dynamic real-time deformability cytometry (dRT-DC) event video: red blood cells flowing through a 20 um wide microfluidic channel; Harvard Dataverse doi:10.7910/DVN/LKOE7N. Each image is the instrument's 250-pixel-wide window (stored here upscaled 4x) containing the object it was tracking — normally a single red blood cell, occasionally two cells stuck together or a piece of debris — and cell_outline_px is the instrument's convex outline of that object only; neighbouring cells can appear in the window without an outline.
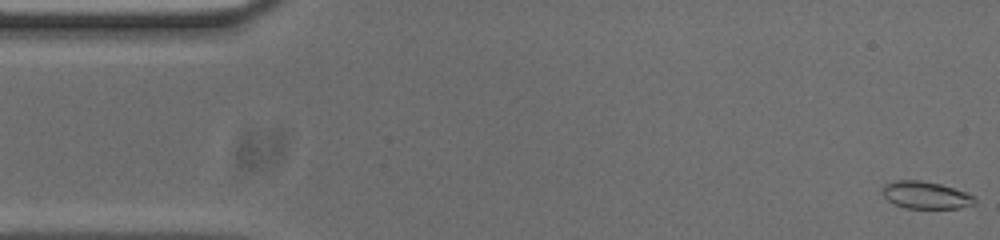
{"species": "common noctule bat (a hibernating species)", "species_latin": "Nyctalus noctula", "temperature_condition": "cold", "stored_images_in_passage": 53, "camera_frame_rate_fps": 3000, "um_per_image_px": 0.085, "animal": {"sex": "male", "body_mass_g": 20.0, "forearm_length_mm": 53.3}, "frame": {"image": 1, "passage_image": 1, "time_ms": 0.0, "image_size_px": [1000, 240], "cell_outline_px": [[976, 204], [960, 208], [904, 208], [888, 200], [880, 192], [880, 188], [884, 184], [892, 180], [920, 180], [940, 184], [968, 192], [976, 200]], "centroid_in_image_um": [78.66, 16.57], "position_along_channel_um": 6.3, "area_um2": 14.91}}
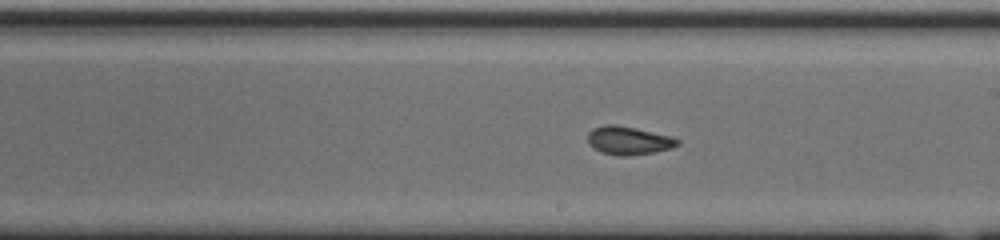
{"frame": {"image": 2, "passage_image": 29, "time_ms": 9.333, "image_size_px": [1000, 240], "cell_outline_px": [[680, 144], [672, 148], [652, 152], [628, 156], [620, 156], [600, 152], [592, 148], [588, 144], [588, 132], [592, 128], [604, 124], [616, 124], [636, 128], [672, 136], [680, 140]], "centroid_in_image_um": [53.41, 11.93], "position_along_channel_um": 235.6, "area_um2": 15.03}}
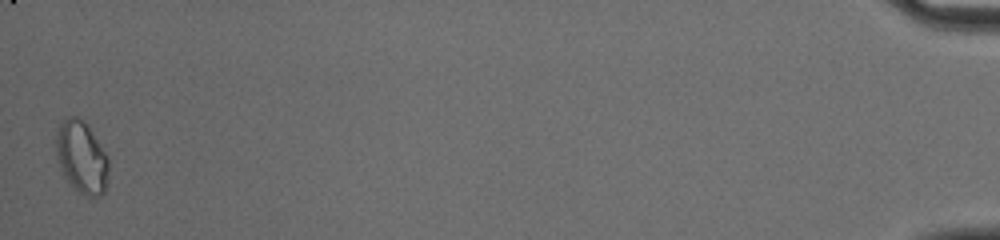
{"frame": {"image": 3, "passage_image": 53, "time_ms": 17.333, "image_size_px": [1000, 240], "cell_outline_px": [[108, 172], [104, 192], [100, 196], [88, 196], [72, 188], [64, 176], [56, 152], [56, 136], [60, 124], [68, 116], [76, 116], [84, 120], [88, 124], [108, 156]], "centroid_in_image_um": [6.95, 13.34], "position_along_channel_um": 428.2, "area_um2": 22.08}, "authors_computed_cell_mechanics": {"area_um2": 14.9702, "velocity_mm_per_s": 3.7367, "shape_relaxation_time_tau1_ms": 3.3344, "shape_relaxation_time_tau2_ms": 2.044, "deformation_change_tau1": 0.0784, "deformation_change_tau2": 0.058}}